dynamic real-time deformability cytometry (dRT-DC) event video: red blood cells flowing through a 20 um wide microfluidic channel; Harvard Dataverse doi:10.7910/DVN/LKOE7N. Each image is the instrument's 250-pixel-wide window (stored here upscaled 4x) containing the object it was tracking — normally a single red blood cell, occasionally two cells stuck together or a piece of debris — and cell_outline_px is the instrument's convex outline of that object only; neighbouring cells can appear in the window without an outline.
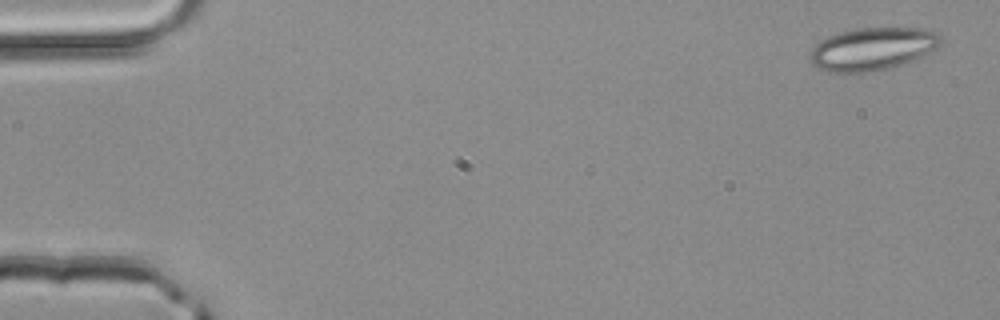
{"species": "common noctule bat (a hibernating species)", "species_latin": "Nyctalus noctula", "temperature_condition": "room temperature", "stored_images_in_passage": 3, "camera_frame_rate_fps": 3000, "um_per_image_px": 0.085, "animal": {"sex": "male", "body_mass_g": 20.4}, "frame": {"image": 1, "passage_image": 1, "time_ms": 0.0, "image_size_px": [1000, 320], "cell_outline_px": [[940, 44], [936, 48], [916, 60], [888, 68], [872, 72], [828, 72], [816, 68], [808, 60], [808, 56], [812, 48], [816, 44], [840, 32], [856, 28], [924, 28], [936, 32], [940, 36]], "centroid_in_image_um": [74.15, 4.17], "position_along_channel_um": 10.9, "area_um2": 32.6}}
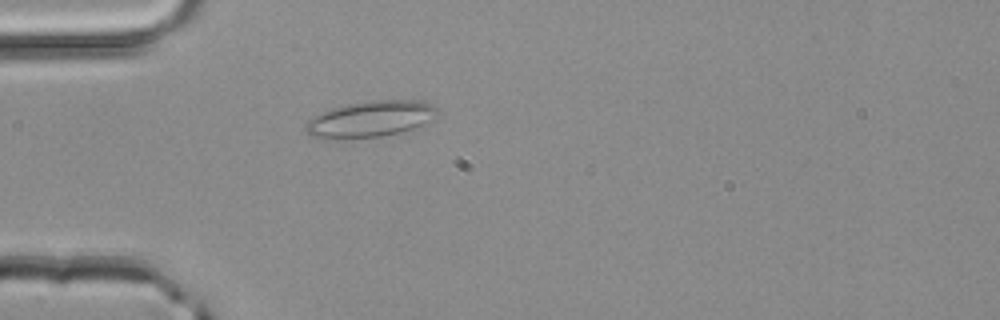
{"frame": {"image": 2, "passage_image": 3, "time_ms": 0.667, "image_size_px": [1000, 320], "cell_outline_px": [[440, 112], [432, 120], [424, 124], [400, 132], [380, 136], [328, 140], [324, 140], [312, 136], [304, 128], [308, 120], [332, 108], [372, 100], [412, 100], [432, 104]], "centroid_in_image_um": [31.49, 10.13], "position_along_channel_um": 53.5, "area_um2": 27.51}}